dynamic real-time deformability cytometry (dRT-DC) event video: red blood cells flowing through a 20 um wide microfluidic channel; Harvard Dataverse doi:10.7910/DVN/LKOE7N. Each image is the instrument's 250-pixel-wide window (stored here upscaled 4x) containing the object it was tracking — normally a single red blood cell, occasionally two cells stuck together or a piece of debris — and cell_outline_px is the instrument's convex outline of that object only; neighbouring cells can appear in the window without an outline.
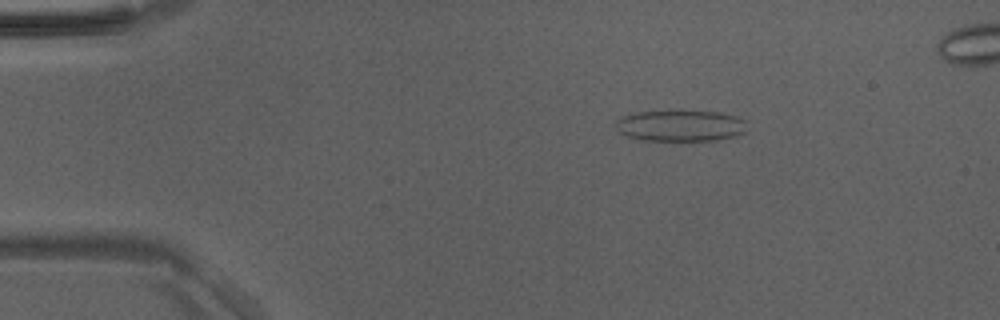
{"species": "Egyptian fruit bat (a non-hibernating species)", "species_latin": "Rousettus aegyptiacus", "temperature_condition": "room temperature", "stored_images_in_passage": 43, "camera_frame_rate_fps": 3000, "um_per_image_px": 0.085, "animal": {"sex": "male"}, "frame": {"image": 1, "passage_image": 3, "time_ms": 0.667, "image_size_px": [1000, 320], "cell_outline_px": [[748, 120], [744, 132], [736, 136], [716, 140], [688, 144], [640, 140], [628, 136], [620, 132], [616, 128], [616, 120], [620, 116], [636, 112], [720, 112], [736, 116]], "centroid_in_image_um": [57.86, 10.75], "position_along_channel_um": 27.1, "area_um2": 24.8}}
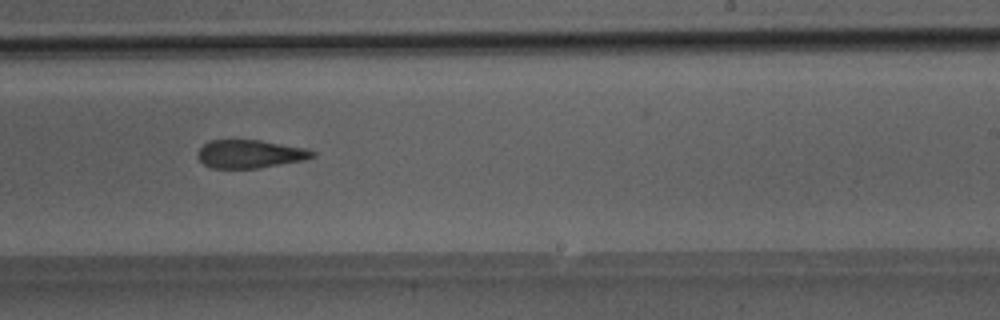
{"frame": {"image": 2, "passage_image": 25, "time_ms": 8.0, "image_size_px": [1000, 320], "cell_outline_px": [[316, 156], [304, 160], [260, 168], [212, 168], [204, 164], [196, 156], [196, 152], [208, 140], [260, 140], [308, 148], [316, 152]], "centroid_in_image_um": [21.27, 13.08], "position_along_channel_um": 267.7, "area_um2": 19.07}}
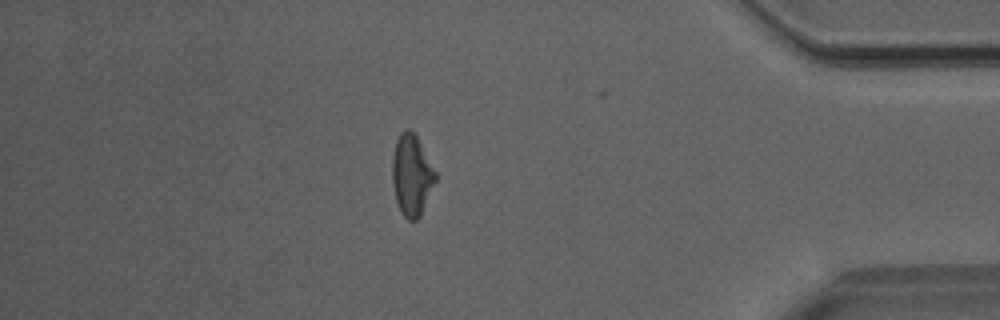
{"frame": {"image": 3, "passage_image": 37, "time_ms": 12.0, "image_size_px": [1000, 320], "cell_outline_px": [[436, 180], [420, 216], [416, 220], [408, 220], [400, 212], [396, 200], [392, 180], [392, 156], [396, 140], [400, 132], [408, 128], [416, 136], [436, 172]], "centroid_in_image_um": [34.97, 14.89], "position_along_channel_um": 400.2, "area_um2": 20.23}}